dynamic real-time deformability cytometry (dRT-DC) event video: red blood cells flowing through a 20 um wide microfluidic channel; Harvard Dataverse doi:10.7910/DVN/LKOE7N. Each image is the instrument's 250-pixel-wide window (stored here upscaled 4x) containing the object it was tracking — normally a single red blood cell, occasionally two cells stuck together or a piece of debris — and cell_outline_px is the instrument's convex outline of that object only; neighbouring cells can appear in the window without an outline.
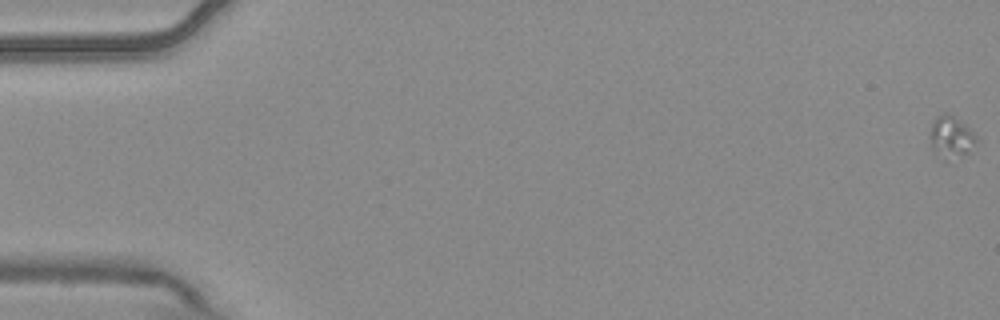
{"species": "common noctule bat (a hibernating species)", "species_latin": "Nyctalus noctula", "temperature_condition": "warm", "stored_images_in_passage": 6, "camera_frame_rate_fps": 3000, "um_per_image_px": 0.085, "animal": {"sex": "male", "body_mass_g": 20.4}, "frame": {"image": 1, "passage_image": 1, "time_ms": 0.0, "image_size_px": [1000, 320], "cell_outline_px": [[976, 140], [968, 152], [964, 156], [944, 160], [932, 152], [932, 124], [936, 116], [944, 112], [948, 112], [964, 124], [976, 136]], "centroid_in_image_um": [80.82, 11.66], "position_along_channel_um": 4.2, "area_um2": 11.04}}